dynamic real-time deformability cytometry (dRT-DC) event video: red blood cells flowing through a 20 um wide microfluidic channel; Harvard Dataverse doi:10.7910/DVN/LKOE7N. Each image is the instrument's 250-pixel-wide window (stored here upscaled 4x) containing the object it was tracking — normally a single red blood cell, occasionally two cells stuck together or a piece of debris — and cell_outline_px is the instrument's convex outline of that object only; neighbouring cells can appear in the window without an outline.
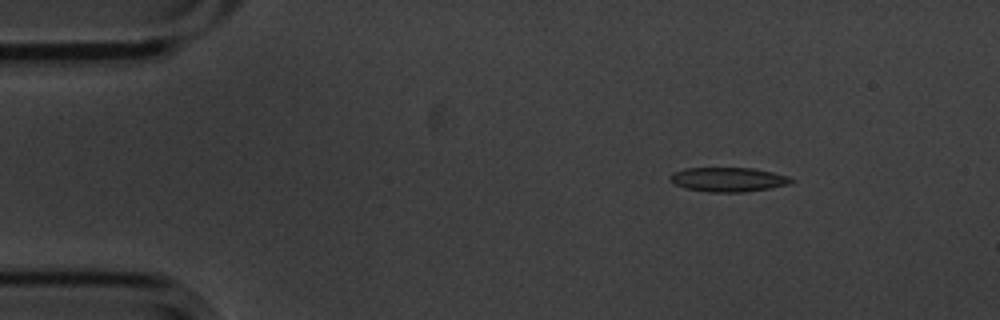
{"species": "common noctule bat (a hibernating species)", "species_latin": "Nyctalus noctula", "temperature_condition": "cold", "stored_images_in_passage": 49, "camera_frame_rate_fps": 3000, "um_per_image_px": 0.085, "animal": {"sex": "male", "body_mass_g": 20.1, "forearm_length_mm": 53.5}, "frame": {"image": 1, "passage_image": 1, "time_ms": 0.0, "image_size_px": [1000, 320], "cell_outline_px": [[796, 180], [788, 184], [772, 188], [744, 192], [708, 192], [684, 188], [676, 184], [668, 176], [672, 172], [684, 168], [752, 168], [772, 172], [788, 176]], "centroid_in_image_um": [61.9, 15.26], "position_along_channel_um": 23.1, "area_um2": 17.22}}
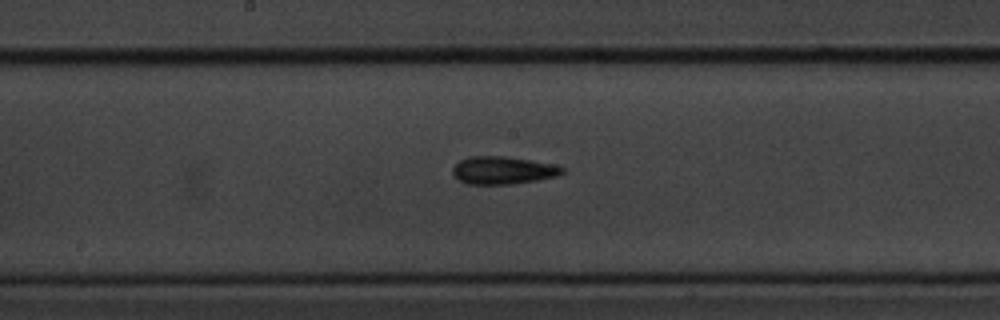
{"frame": {"image": 2, "passage_image": 22, "time_ms": 7.0, "image_size_px": [1000, 320], "cell_outline_px": [[564, 172], [556, 176], [536, 180], [512, 184], [468, 184], [460, 180], [452, 172], [452, 168], [460, 160], [468, 156], [504, 156], [532, 160], [552, 164], [564, 168]], "centroid_in_image_um": [42.74, 14.47], "position_along_channel_um": 205.5, "area_um2": 17.57}}
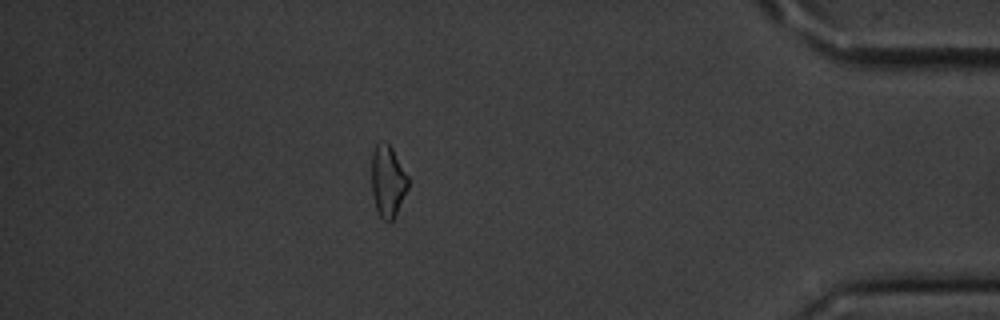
{"frame": {"image": 3, "passage_image": 42, "time_ms": 13.667, "image_size_px": [1000, 320], "cell_outline_px": [[408, 188], [392, 220], [384, 220], [380, 216], [376, 208], [372, 192], [372, 152], [376, 144], [384, 140], [392, 148], [408, 176]], "centroid_in_image_um": [32.95, 15.35], "position_along_channel_um": 402.2, "area_um2": 14.97}, "authors_computed_cell_mechanics": {"area_um2": 16.9932, "velocity_mm_per_s": 3.5784, "shape_relaxation_time_tau1_ms": 3.7969, "shape_relaxation_time_tau2_ms": 8.6898, "deformation_change_tau1": 0.0869, "deformation_change_tau2": 0.1988}}